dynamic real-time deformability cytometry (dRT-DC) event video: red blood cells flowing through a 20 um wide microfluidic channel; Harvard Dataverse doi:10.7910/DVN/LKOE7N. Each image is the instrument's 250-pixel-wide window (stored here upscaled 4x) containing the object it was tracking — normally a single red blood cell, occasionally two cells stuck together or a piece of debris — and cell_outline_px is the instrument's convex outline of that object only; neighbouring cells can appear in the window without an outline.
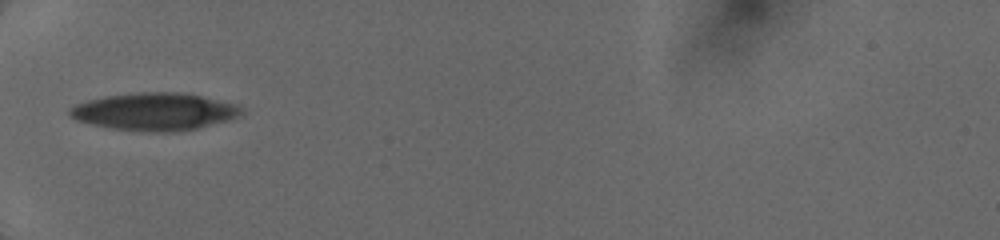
{"species": "human", "species_latin": "Homo sapiens", "temperature_condition": "cold", "stored_images_in_passage": 7, "camera_frame_rate_fps": 3000, "um_per_image_px": 0.085, "donor": {"sex": "female"}, "frame": {"image": 1, "passage_image": 1, "time_ms": 0.0, "image_size_px": [1000, 240], "cell_outline_px": [[244, 112], [240, 116], [228, 120], [200, 128], [176, 132], [156, 132], [112, 128], [92, 124], [76, 120], [68, 116], [68, 108], [76, 104], [88, 100], [104, 96], [136, 92], [184, 92], [232, 104], [240, 108]], "centroid_in_image_um": [13.1, 9.49], "position_along_channel_um": 71.9, "area_um2": 37.45}}
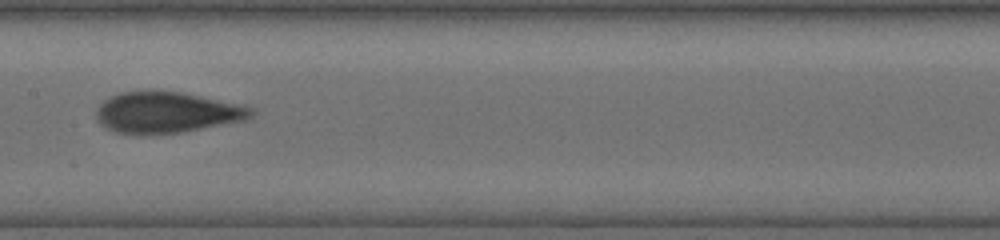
{"frame": {"image": 2, "passage_image": 4, "time_ms": 3.0, "image_size_px": [1000, 240], "cell_outline_px": [[256, 112], [252, 116], [244, 120], [184, 132], [116, 132], [100, 124], [96, 120], [96, 112], [100, 104], [104, 100], [120, 92], [180, 92], [236, 104], [252, 108]], "centroid_in_image_um": [14.17, 9.55], "position_along_channel_um": 193.2, "area_um2": 35.78}}
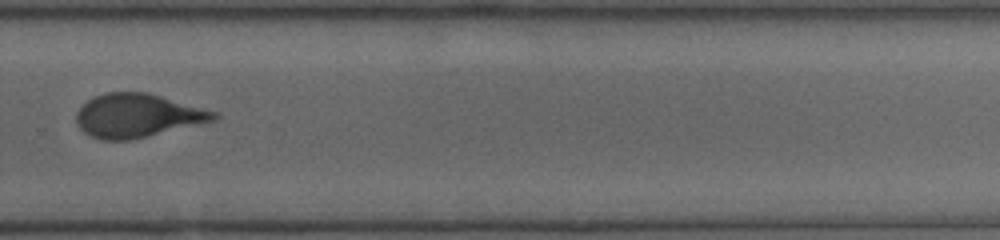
{"frame": {"image": 3, "passage_image": 7, "time_ms": 6.0, "image_size_px": [1000, 240], "cell_outline_px": [[220, 116], [212, 120], [128, 140], [100, 140], [84, 132], [76, 124], [76, 112], [88, 100], [96, 96], [108, 92], [148, 92], [216, 112]], "centroid_in_image_um": [11.61, 9.81], "position_along_channel_um": 318.2, "area_um2": 34.16}}